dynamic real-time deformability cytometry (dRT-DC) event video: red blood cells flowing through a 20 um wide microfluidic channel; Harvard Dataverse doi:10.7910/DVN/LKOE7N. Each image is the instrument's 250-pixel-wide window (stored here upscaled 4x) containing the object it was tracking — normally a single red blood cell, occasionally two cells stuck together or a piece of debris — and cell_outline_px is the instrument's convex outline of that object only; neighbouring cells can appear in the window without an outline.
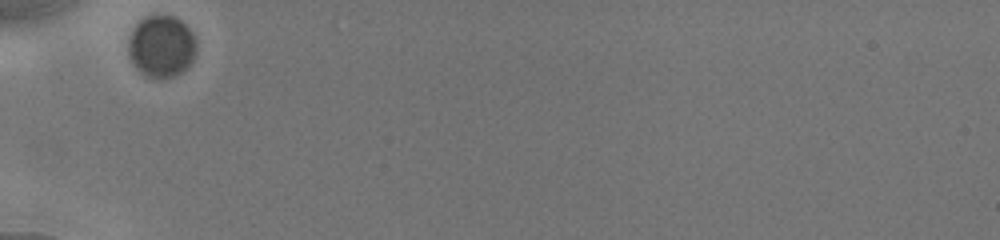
{"species": "human", "species_latin": "Homo sapiens", "temperature_condition": "cold", "stored_images_in_passage": 18, "camera_frame_rate_fps": 3000, "um_per_image_px": 0.085, "donor": {"sex": "male"}, "frame": {"image": 1, "passage_image": 1, "time_ms": 0.0, "image_size_px": [1000, 240], "cell_outline_px": [[196, 52], [192, 60], [180, 72], [172, 76], [148, 76], [140, 72], [136, 68], [128, 52], [128, 40], [132, 28], [144, 16], [156, 12], [176, 16], [192, 32], [196, 40]], "centroid_in_image_um": [13.7, 3.84], "position_along_channel_um": 71.3, "area_um2": 24.62}}
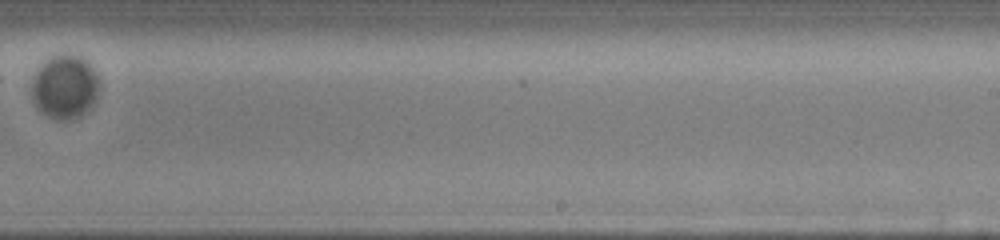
{"frame": {"image": 2, "passage_image": 12, "time_ms": 6.0, "image_size_px": [1000, 240], "cell_outline_px": [[100, 92], [92, 104], [88, 108], [76, 116], [68, 120], [60, 120], [48, 116], [32, 100], [32, 76], [40, 64], [52, 56], [80, 56], [92, 68], [96, 76]], "centroid_in_image_um": [5.48, 7.38], "position_along_channel_um": 283.5, "area_um2": 24.45}}
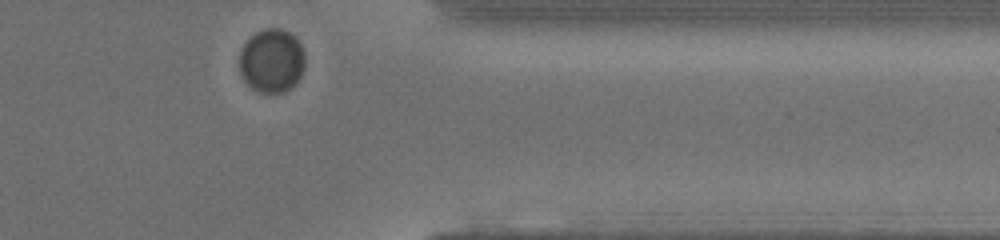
{"frame": {"image": 3, "passage_image": 18, "time_ms": 9.0, "image_size_px": [1000, 240], "cell_outline_px": [[304, 68], [300, 76], [288, 88], [280, 92], [260, 92], [252, 88], [244, 80], [240, 72], [240, 52], [244, 44], [256, 32], [268, 28], [280, 28], [296, 36], [304, 52]], "centroid_in_image_um": [23.09, 5.13], "position_along_channel_um": 388.3, "area_um2": 23.99}}